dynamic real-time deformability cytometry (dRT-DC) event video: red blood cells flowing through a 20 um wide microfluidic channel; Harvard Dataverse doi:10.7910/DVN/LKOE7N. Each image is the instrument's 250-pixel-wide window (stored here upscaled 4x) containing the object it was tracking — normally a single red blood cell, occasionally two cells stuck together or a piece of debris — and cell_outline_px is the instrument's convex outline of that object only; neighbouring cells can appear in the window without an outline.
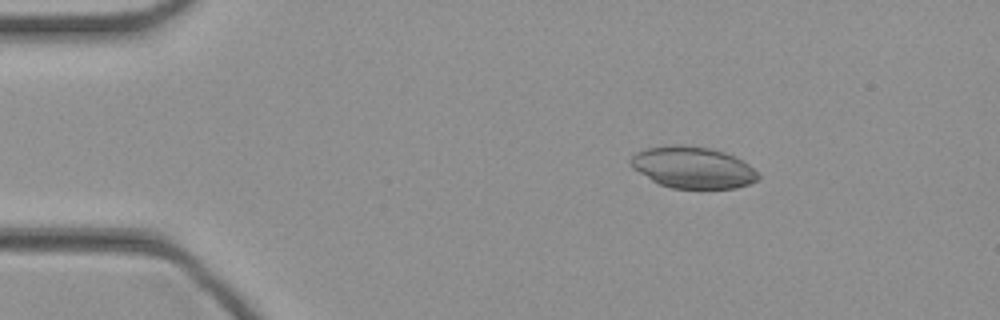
{"species": "common noctule bat (a hibernating species)", "species_latin": "Nyctalus noctula", "temperature_condition": "cold", "stored_images_in_passage": 42, "camera_frame_rate_fps": 3000, "um_per_image_px": 0.085, "animal": {"sex": "female", "body_mass_g": 21.9}, "frame": {"image": 1, "passage_image": 4, "time_ms": 1.0, "image_size_px": [1000, 320], "cell_outline_px": [[760, 180], [736, 188], [672, 188], [660, 184], [652, 180], [632, 168], [628, 164], [628, 160], [636, 152], [644, 148], [668, 144], [684, 144], [712, 148], [724, 152], [748, 164], [760, 176]], "centroid_in_image_um": [58.84, 14.21], "position_along_channel_um": 26.2, "area_um2": 31.1}}
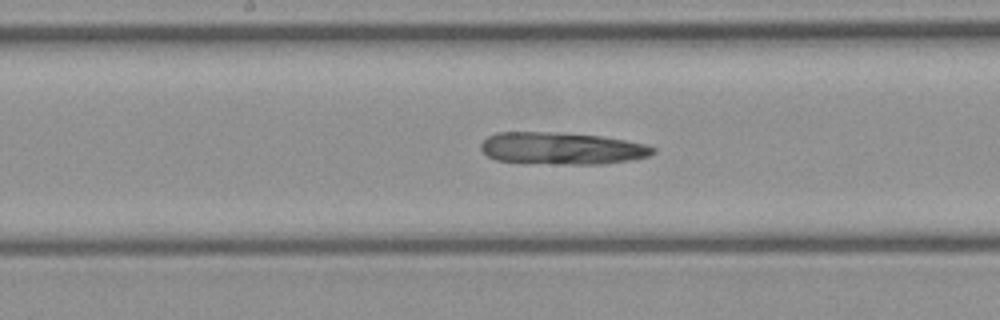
{"frame": {"image": 2, "passage_image": 20, "time_ms": 6.333, "image_size_px": [1000, 320], "cell_outline_px": [[656, 152], [648, 156], [628, 160], [600, 164], [524, 164], [496, 160], [488, 156], [480, 148], [480, 144], [488, 136], [496, 132], [556, 132], [600, 136], [648, 144], [656, 148]], "centroid_in_image_um": [47.71, 12.62], "position_along_channel_um": 200.5, "area_um2": 32.6}}
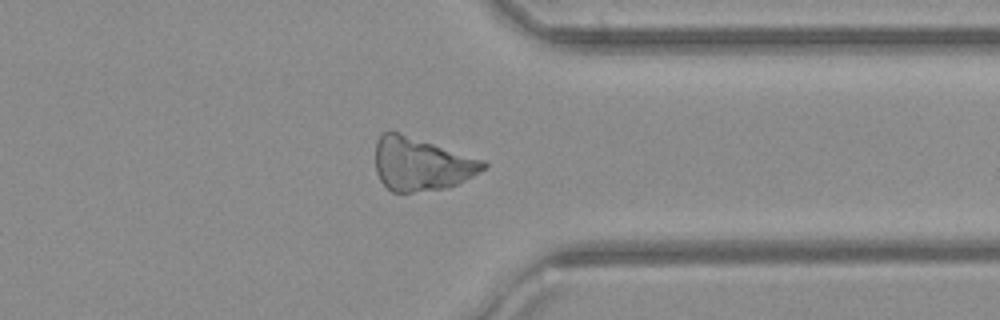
{"frame": {"image": 3, "passage_image": 32, "time_ms": 10.333, "image_size_px": [1000, 320], "cell_outline_px": [[488, 168], [448, 188], [412, 192], [392, 192], [380, 180], [376, 172], [376, 140], [384, 132], [396, 132], [484, 160], [488, 164]], "centroid_in_image_um": [35.81, 13.97], "position_along_channel_um": 375.6, "area_um2": 33.0}}